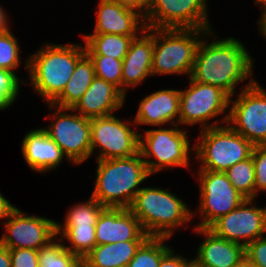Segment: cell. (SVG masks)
Masks as SVG:
<instances>
[{
	"mask_svg": "<svg viewBox=\"0 0 266 267\" xmlns=\"http://www.w3.org/2000/svg\"><path fill=\"white\" fill-rule=\"evenodd\" d=\"M212 34L215 32L210 30L201 38L189 79L219 87L233 99L239 82L247 78L255 80L252 78L254 61L245 46L235 38L212 39L207 44L205 38Z\"/></svg>",
	"mask_w": 266,
	"mask_h": 267,
	"instance_id": "obj_1",
	"label": "cell"
},
{
	"mask_svg": "<svg viewBox=\"0 0 266 267\" xmlns=\"http://www.w3.org/2000/svg\"><path fill=\"white\" fill-rule=\"evenodd\" d=\"M86 54L79 44H46L27 59L33 91L51 104L64 90L77 62Z\"/></svg>",
	"mask_w": 266,
	"mask_h": 267,
	"instance_id": "obj_2",
	"label": "cell"
},
{
	"mask_svg": "<svg viewBox=\"0 0 266 267\" xmlns=\"http://www.w3.org/2000/svg\"><path fill=\"white\" fill-rule=\"evenodd\" d=\"M94 190L91 194L104 207L129 208L150 174L138 152L126 158L97 160Z\"/></svg>",
	"mask_w": 266,
	"mask_h": 267,
	"instance_id": "obj_3",
	"label": "cell"
},
{
	"mask_svg": "<svg viewBox=\"0 0 266 267\" xmlns=\"http://www.w3.org/2000/svg\"><path fill=\"white\" fill-rule=\"evenodd\" d=\"M180 198L168 190L145 187L128 208L149 237H172L174 230L190 222L193 213Z\"/></svg>",
	"mask_w": 266,
	"mask_h": 267,
	"instance_id": "obj_4",
	"label": "cell"
},
{
	"mask_svg": "<svg viewBox=\"0 0 266 267\" xmlns=\"http://www.w3.org/2000/svg\"><path fill=\"white\" fill-rule=\"evenodd\" d=\"M210 30L154 28L152 75L186 74L189 78L200 37Z\"/></svg>",
	"mask_w": 266,
	"mask_h": 267,
	"instance_id": "obj_5",
	"label": "cell"
},
{
	"mask_svg": "<svg viewBox=\"0 0 266 267\" xmlns=\"http://www.w3.org/2000/svg\"><path fill=\"white\" fill-rule=\"evenodd\" d=\"M198 138L201 140L193 147L196 158L202 164L198 170L225 172L234 164L249 158L254 147L228 123L202 129Z\"/></svg>",
	"mask_w": 266,
	"mask_h": 267,
	"instance_id": "obj_6",
	"label": "cell"
},
{
	"mask_svg": "<svg viewBox=\"0 0 266 267\" xmlns=\"http://www.w3.org/2000/svg\"><path fill=\"white\" fill-rule=\"evenodd\" d=\"M173 127L175 129L171 126L169 129L146 130L139 134V153L150 175L169 167L189 168L191 147L188 134L178 129V124ZM149 158L156 160H149Z\"/></svg>",
	"mask_w": 266,
	"mask_h": 267,
	"instance_id": "obj_7",
	"label": "cell"
},
{
	"mask_svg": "<svg viewBox=\"0 0 266 267\" xmlns=\"http://www.w3.org/2000/svg\"><path fill=\"white\" fill-rule=\"evenodd\" d=\"M251 80L235 100L222 123L230 126L254 146L266 145V90Z\"/></svg>",
	"mask_w": 266,
	"mask_h": 267,
	"instance_id": "obj_8",
	"label": "cell"
},
{
	"mask_svg": "<svg viewBox=\"0 0 266 267\" xmlns=\"http://www.w3.org/2000/svg\"><path fill=\"white\" fill-rule=\"evenodd\" d=\"M189 80V89L180 90L178 124H201V130L220 126L219 121L211 124L206 122L227 112L231 97L219 87Z\"/></svg>",
	"mask_w": 266,
	"mask_h": 267,
	"instance_id": "obj_9",
	"label": "cell"
},
{
	"mask_svg": "<svg viewBox=\"0 0 266 267\" xmlns=\"http://www.w3.org/2000/svg\"><path fill=\"white\" fill-rule=\"evenodd\" d=\"M54 118L50 126L44 128L49 137L59 146L70 163L81 164L91 156L90 119L80 114L68 113L70 109L48 104ZM53 108V109H52Z\"/></svg>",
	"mask_w": 266,
	"mask_h": 267,
	"instance_id": "obj_10",
	"label": "cell"
},
{
	"mask_svg": "<svg viewBox=\"0 0 266 267\" xmlns=\"http://www.w3.org/2000/svg\"><path fill=\"white\" fill-rule=\"evenodd\" d=\"M131 122L114 114L90 119L91 156L99 149L96 160L126 158L139 152V133L131 129Z\"/></svg>",
	"mask_w": 266,
	"mask_h": 267,
	"instance_id": "obj_11",
	"label": "cell"
},
{
	"mask_svg": "<svg viewBox=\"0 0 266 267\" xmlns=\"http://www.w3.org/2000/svg\"><path fill=\"white\" fill-rule=\"evenodd\" d=\"M207 0H152L144 19L146 28L212 29Z\"/></svg>",
	"mask_w": 266,
	"mask_h": 267,
	"instance_id": "obj_12",
	"label": "cell"
},
{
	"mask_svg": "<svg viewBox=\"0 0 266 267\" xmlns=\"http://www.w3.org/2000/svg\"><path fill=\"white\" fill-rule=\"evenodd\" d=\"M199 171L202 220L196 227L209 228L220 217L236 209L246 198L237 191L224 172Z\"/></svg>",
	"mask_w": 266,
	"mask_h": 267,
	"instance_id": "obj_13",
	"label": "cell"
},
{
	"mask_svg": "<svg viewBox=\"0 0 266 267\" xmlns=\"http://www.w3.org/2000/svg\"><path fill=\"white\" fill-rule=\"evenodd\" d=\"M27 215L16 206L11 210L4 222L5 234L0 238V245L8 249L39 250L57 238L54 220Z\"/></svg>",
	"mask_w": 266,
	"mask_h": 267,
	"instance_id": "obj_14",
	"label": "cell"
},
{
	"mask_svg": "<svg viewBox=\"0 0 266 267\" xmlns=\"http://www.w3.org/2000/svg\"><path fill=\"white\" fill-rule=\"evenodd\" d=\"M245 199L236 209L216 220L208 229L216 236L244 247L266 233V207ZM252 204L251 206H249Z\"/></svg>",
	"mask_w": 266,
	"mask_h": 267,
	"instance_id": "obj_15",
	"label": "cell"
},
{
	"mask_svg": "<svg viewBox=\"0 0 266 267\" xmlns=\"http://www.w3.org/2000/svg\"><path fill=\"white\" fill-rule=\"evenodd\" d=\"M96 245L125 241H145L139 219L128 208L106 207L95 225Z\"/></svg>",
	"mask_w": 266,
	"mask_h": 267,
	"instance_id": "obj_16",
	"label": "cell"
},
{
	"mask_svg": "<svg viewBox=\"0 0 266 267\" xmlns=\"http://www.w3.org/2000/svg\"><path fill=\"white\" fill-rule=\"evenodd\" d=\"M142 34L133 39L122 60V94L125 97L127 87H135L152 75L154 28H146Z\"/></svg>",
	"mask_w": 266,
	"mask_h": 267,
	"instance_id": "obj_17",
	"label": "cell"
},
{
	"mask_svg": "<svg viewBox=\"0 0 266 267\" xmlns=\"http://www.w3.org/2000/svg\"><path fill=\"white\" fill-rule=\"evenodd\" d=\"M93 34L139 36L146 29L144 18L114 0H100Z\"/></svg>",
	"mask_w": 266,
	"mask_h": 267,
	"instance_id": "obj_18",
	"label": "cell"
},
{
	"mask_svg": "<svg viewBox=\"0 0 266 267\" xmlns=\"http://www.w3.org/2000/svg\"><path fill=\"white\" fill-rule=\"evenodd\" d=\"M124 100L125 96L115 86L95 76L89 88L70 111L78 110V114L89 119L104 117L114 114V111L124 105Z\"/></svg>",
	"mask_w": 266,
	"mask_h": 267,
	"instance_id": "obj_19",
	"label": "cell"
},
{
	"mask_svg": "<svg viewBox=\"0 0 266 267\" xmlns=\"http://www.w3.org/2000/svg\"><path fill=\"white\" fill-rule=\"evenodd\" d=\"M180 90L163 89L143 98L135 119L136 125L146 124L161 127L163 124H178ZM175 117L177 120L175 121ZM172 121V123H171Z\"/></svg>",
	"mask_w": 266,
	"mask_h": 267,
	"instance_id": "obj_20",
	"label": "cell"
},
{
	"mask_svg": "<svg viewBox=\"0 0 266 267\" xmlns=\"http://www.w3.org/2000/svg\"><path fill=\"white\" fill-rule=\"evenodd\" d=\"M21 147L26 164L40 173L58 167L65 156L44 128L33 129L25 134Z\"/></svg>",
	"mask_w": 266,
	"mask_h": 267,
	"instance_id": "obj_21",
	"label": "cell"
},
{
	"mask_svg": "<svg viewBox=\"0 0 266 267\" xmlns=\"http://www.w3.org/2000/svg\"><path fill=\"white\" fill-rule=\"evenodd\" d=\"M194 231L205 236L195 258L204 267H233L245 257L243 245L220 238L208 228L195 227Z\"/></svg>",
	"mask_w": 266,
	"mask_h": 267,
	"instance_id": "obj_22",
	"label": "cell"
},
{
	"mask_svg": "<svg viewBox=\"0 0 266 267\" xmlns=\"http://www.w3.org/2000/svg\"><path fill=\"white\" fill-rule=\"evenodd\" d=\"M144 241L96 245L83 259L82 267H126Z\"/></svg>",
	"mask_w": 266,
	"mask_h": 267,
	"instance_id": "obj_23",
	"label": "cell"
},
{
	"mask_svg": "<svg viewBox=\"0 0 266 267\" xmlns=\"http://www.w3.org/2000/svg\"><path fill=\"white\" fill-rule=\"evenodd\" d=\"M95 77L92 60L85 54L76 64L63 92L51 103L59 108L72 109L89 88Z\"/></svg>",
	"mask_w": 266,
	"mask_h": 267,
	"instance_id": "obj_24",
	"label": "cell"
},
{
	"mask_svg": "<svg viewBox=\"0 0 266 267\" xmlns=\"http://www.w3.org/2000/svg\"><path fill=\"white\" fill-rule=\"evenodd\" d=\"M83 37L87 55L110 56L114 59L123 60L129 50L131 42L138 36L88 34Z\"/></svg>",
	"mask_w": 266,
	"mask_h": 267,
	"instance_id": "obj_25",
	"label": "cell"
},
{
	"mask_svg": "<svg viewBox=\"0 0 266 267\" xmlns=\"http://www.w3.org/2000/svg\"><path fill=\"white\" fill-rule=\"evenodd\" d=\"M96 227L89 226H62L56 222V237L60 236L59 240L66 239L71 243V246L64 247L71 253H74L81 260L96 246Z\"/></svg>",
	"mask_w": 266,
	"mask_h": 267,
	"instance_id": "obj_26",
	"label": "cell"
},
{
	"mask_svg": "<svg viewBox=\"0 0 266 267\" xmlns=\"http://www.w3.org/2000/svg\"><path fill=\"white\" fill-rule=\"evenodd\" d=\"M224 173L234 188L246 199L255 198V168L252 156L234 164Z\"/></svg>",
	"mask_w": 266,
	"mask_h": 267,
	"instance_id": "obj_27",
	"label": "cell"
},
{
	"mask_svg": "<svg viewBox=\"0 0 266 267\" xmlns=\"http://www.w3.org/2000/svg\"><path fill=\"white\" fill-rule=\"evenodd\" d=\"M55 240L38 250L39 267H82V260Z\"/></svg>",
	"mask_w": 266,
	"mask_h": 267,
	"instance_id": "obj_28",
	"label": "cell"
},
{
	"mask_svg": "<svg viewBox=\"0 0 266 267\" xmlns=\"http://www.w3.org/2000/svg\"><path fill=\"white\" fill-rule=\"evenodd\" d=\"M165 237H148L126 267H159L161 257L170 249Z\"/></svg>",
	"mask_w": 266,
	"mask_h": 267,
	"instance_id": "obj_29",
	"label": "cell"
},
{
	"mask_svg": "<svg viewBox=\"0 0 266 267\" xmlns=\"http://www.w3.org/2000/svg\"><path fill=\"white\" fill-rule=\"evenodd\" d=\"M98 201L90 196L87 202L74 205L65 216L64 226L96 225L101 212L105 209Z\"/></svg>",
	"mask_w": 266,
	"mask_h": 267,
	"instance_id": "obj_30",
	"label": "cell"
},
{
	"mask_svg": "<svg viewBox=\"0 0 266 267\" xmlns=\"http://www.w3.org/2000/svg\"><path fill=\"white\" fill-rule=\"evenodd\" d=\"M88 56L93 62L95 76L112 84L122 93V60L102 55Z\"/></svg>",
	"mask_w": 266,
	"mask_h": 267,
	"instance_id": "obj_31",
	"label": "cell"
},
{
	"mask_svg": "<svg viewBox=\"0 0 266 267\" xmlns=\"http://www.w3.org/2000/svg\"><path fill=\"white\" fill-rule=\"evenodd\" d=\"M22 64L20 46L10 29L0 33V69L12 72Z\"/></svg>",
	"mask_w": 266,
	"mask_h": 267,
	"instance_id": "obj_32",
	"label": "cell"
},
{
	"mask_svg": "<svg viewBox=\"0 0 266 267\" xmlns=\"http://www.w3.org/2000/svg\"><path fill=\"white\" fill-rule=\"evenodd\" d=\"M25 81H20L15 72L0 69V110H5L12 106L18 97L19 85Z\"/></svg>",
	"mask_w": 266,
	"mask_h": 267,
	"instance_id": "obj_33",
	"label": "cell"
},
{
	"mask_svg": "<svg viewBox=\"0 0 266 267\" xmlns=\"http://www.w3.org/2000/svg\"><path fill=\"white\" fill-rule=\"evenodd\" d=\"M252 160L255 168V197L259 191H266V145L254 146Z\"/></svg>",
	"mask_w": 266,
	"mask_h": 267,
	"instance_id": "obj_34",
	"label": "cell"
},
{
	"mask_svg": "<svg viewBox=\"0 0 266 267\" xmlns=\"http://www.w3.org/2000/svg\"><path fill=\"white\" fill-rule=\"evenodd\" d=\"M11 267H39L38 250L10 249Z\"/></svg>",
	"mask_w": 266,
	"mask_h": 267,
	"instance_id": "obj_35",
	"label": "cell"
},
{
	"mask_svg": "<svg viewBox=\"0 0 266 267\" xmlns=\"http://www.w3.org/2000/svg\"><path fill=\"white\" fill-rule=\"evenodd\" d=\"M245 257L258 267H266V236L249 243L245 247Z\"/></svg>",
	"mask_w": 266,
	"mask_h": 267,
	"instance_id": "obj_36",
	"label": "cell"
},
{
	"mask_svg": "<svg viewBox=\"0 0 266 267\" xmlns=\"http://www.w3.org/2000/svg\"><path fill=\"white\" fill-rule=\"evenodd\" d=\"M114 1L121 4L123 7L127 9L137 12L145 19L152 0H114Z\"/></svg>",
	"mask_w": 266,
	"mask_h": 267,
	"instance_id": "obj_37",
	"label": "cell"
},
{
	"mask_svg": "<svg viewBox=\"0 0 266 267\" xmlns=\"http://www.w3.org/2000/svg\"><path fill=\"white\" fill-rule=\"evenodd\" d=\"M188 259L182 257V255H174V250L170 248L162 257L159 263V267H185Z\"/></svg>",
	"mask_w": 266,
	"mask_h": 267,
	"instance_id": "obj_38",
	"label": "cell"
},
{
	"mask_svg": "<svg viewBox=\"0 0 266 267\" xmlns=\"http://www.w3.org/2000/svg\"><path fill=\"white\" fill-rule=\"evenodd\" d=\"M15 206L12 205L0 192V219H7L9 213Z\"/></svg>",
	"mask_w": 266,
	"mask_h": 267,
	"instance_id": "obj_39",
	"label": "cell"
},
{
	"mask_svg": "<svg viewBox=\"0 0 266 267\" xmlns=\"http://www.w3.org/2000/svg\"><path fill=\"white\" fill-rule=\"evenodd\" d=\"M0 267H11L10 249L0 245Z\"/></svg>",
	"mask_w": 266,
	"mask_h": 267,
	"instance_id": "obj_40",
	"label": "cell"
},
{
	"mask_svg": "<svg viewBox=\"0 0 266 267\" xmlns=\"http://www.w3.org/2000/svg\"><path fill=\"white\" fill-rule=\"evenodd\" d=\"M0 6V33L9 29L8 19L5 10Z\"/></svg>",
	"mask_w": 266,
	"mask_h": 267,
	"instance_id": "obj_41",
	"label": "cell"
},
{
	"mask_svg": "<svg viewBox=\"0 0 266 267\" xmlns=\"http://www.w3.org/2000/svg\"><path fill=\"white\" fill-rule=\"evenodd\" d=\"M261 19L257 23H259V31L261 32V35H263L266 39V13L261 14Z\"/></svg>",
	"mask_w": 266,
	"mask_h": 267,
	"instance_id": "obj_42",
	"label": "cell"
},
{
	"mask_svg": "<svg viewBox=\"0 0 266 267\" xmlns=\"http://www.w3.org/2000/svg\"><path fill=\"white\" fill-rule=\"evenodd\" d=\"M233 267H258L255 264L251 263L246 257H244L238 264Z\"/></svg>",
	"mask_w": 266,
	"mask_h": 267,
	"instance_id": "obj_43",
	"label": "cell"
},
{
	"mask_svg": "<svg viewBox=\"0 0 266 267\" xmlns=\"http://www.w3.org/2000/svg\"><path fill=\"white\" fill-rule=\"evenodd\" d=\"M185 267H204L203 265L199 264L195 259L188 260Z\"/></svg>",
	"mask_w": 266,
	"mask_h": 267,
	"instance_id": "obj_44",
	"label": "cell"
},
{
	"mask_svg": "<svg viewBox=\"0 0 266 267\" xmlns=\"http://www.w3.org/2000/svg\"><path fill=\"white\" fill-rule=\"evenodd\" d=\"M255 4H260L263 11L262 14L266 13V0H255Z\"/></svg>",
	"mask_w": 266,
	"mask_h": 267,
	"instance_id": "obj_45",
	"label": "cell"
}]
</instances>
